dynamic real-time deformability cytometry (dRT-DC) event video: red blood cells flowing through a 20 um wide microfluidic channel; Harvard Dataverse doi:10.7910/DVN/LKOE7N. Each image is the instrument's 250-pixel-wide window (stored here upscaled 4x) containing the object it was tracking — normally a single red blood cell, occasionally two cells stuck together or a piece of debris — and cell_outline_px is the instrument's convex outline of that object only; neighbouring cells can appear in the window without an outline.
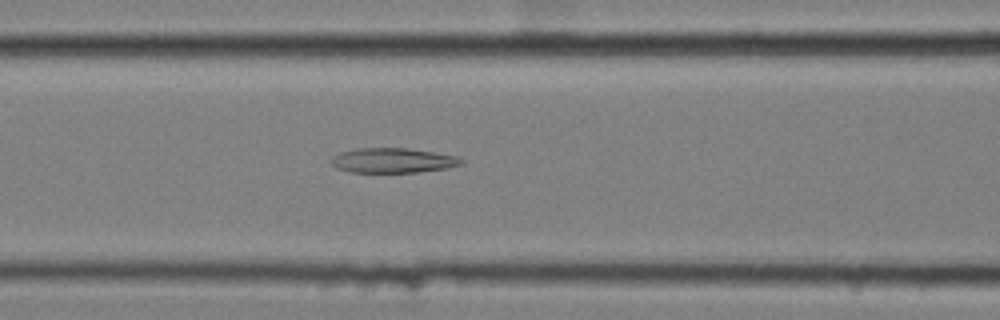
{"species": "common noctule bat (a hibernating species)", "species_latin": "Nyctalus noctula", "temperature_condition": "cold", "stored_images_in_passage": 44, "camera_frame_rate_fps": 3000, "um_per_image_px": 0.085, "animal": {"sex": "female", "body_mass_g": 25.1}, "frame": {"image": 1, "passage_image": 18, "time_ms": 5.667, "image_size_px": [1000, 320], "cell_outline_px": [[464, 164], [448, 168], [416, 172], [348, 172], [336, 168], [332, 164], [332, 156], [340, 152], [356, 148], [408, 148], [456, 156], [464, 160]], "centroid_in_image_um": [33.39, 13.64], "position_along_channel_um": 133.2, "area_um2": 18.84}}
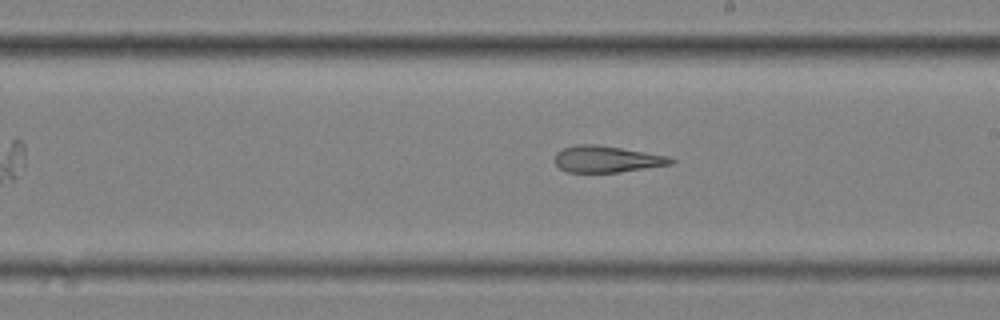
{"frame": {"image": 2, "passage_image": 27, "time_ms": 8.667, "image_size_px": [1000, 320], "cell_outline_px": [[676, 160], [672, 164], [620, 172], [568, 172], [560, 168], [552, 160], [556, 152], [564, 148], [576, 144], [596, 144], [668, 156]], "centroid_in_image_um": [51.53, 13.52], "position_along_channel_um": 237.5, "area_um2": 17.92}}
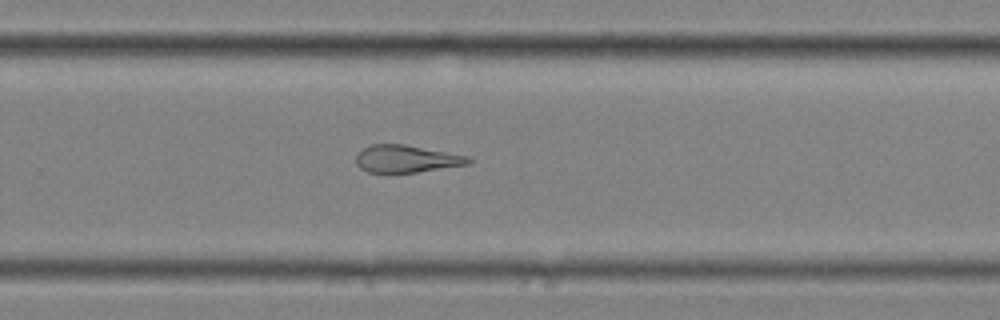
{"frame": {"image": 3, "passage_image": 32, "time_ms": 10.333, "image_size_px": [1000, 320], "cell_outline_px": [[472, 160], [468, 164], [416, 172], [368, 172], [360, 168], [356, 164], [356, 156], [364, 148], [372, 144], [404, 144], [468, 156]], "centroid_in_image_um": [34.52, 13.5], "position_along_channel_um": 295.3, "area_um2": 17.63}, "authors_computed_cell_mechanics": {"area_um2": 20.2878, "velocity_mm_per_s": 3.4826, "shape_relaxation_time_tau1_ms": null, "shape_relaxation_time_tau2_ms": 7.9934, "deformation_change_tau1": null, "deformation_change_tau2": 0.2066}}